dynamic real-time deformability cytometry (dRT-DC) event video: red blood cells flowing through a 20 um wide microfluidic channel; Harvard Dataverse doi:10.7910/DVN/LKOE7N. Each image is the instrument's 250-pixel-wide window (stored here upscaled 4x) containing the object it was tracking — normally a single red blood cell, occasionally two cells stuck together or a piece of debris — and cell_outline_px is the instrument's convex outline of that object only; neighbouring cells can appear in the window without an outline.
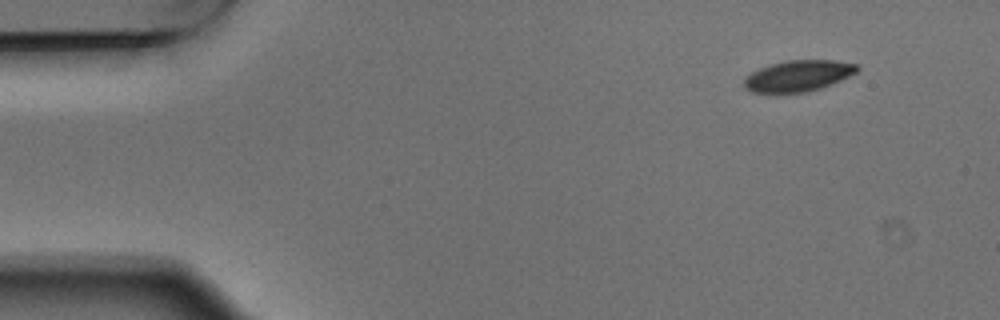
{"species": "Egyptian fruit bat (a non-hibernating species)", "species_latin": "Rousettus aegyptiacus", "temperature_condition": "warm", "stored_images_in_passage": 4, "camera_frame_rate_fps": 3000, "um_per_image_px": 0.085, "animal": {"sex": "male"}, "frame": {"image": 1, "passage_image": 1, "time_ms": 0.0, "image_size_px": [1000, 320], "cell_outline_px": [[860, 68], [856, 72], [832, 84], [820, 88], [804, 92], [776, 96], [752, 92], [744, 88], [744, 80], [752, 72], [760, 68], [772, 64], [788, 60], [836, 60], [856, 64]], "centroid_in_image_um": [67.8, 6.49], "position_along_channel_um": 17.2, "area_um2": 20.92}}
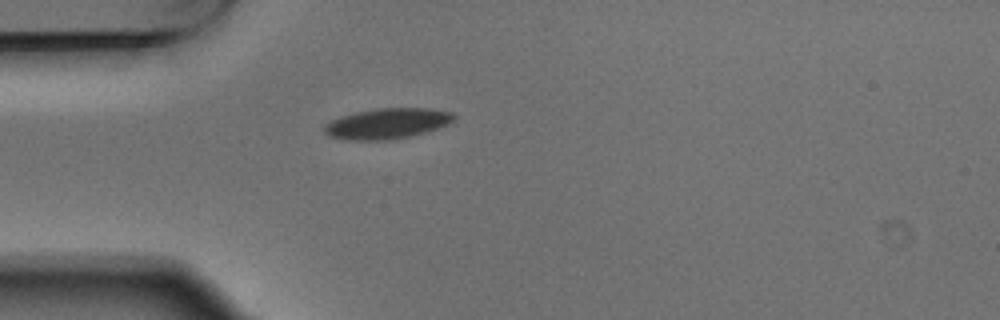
{"frame": {"image": 2, "passage_image": 4, "time_ms": 1.0, "image_size_px": [1000, 320], "cell_outline_px": [[456, 116], [448, 124], [424, 132], [408, 136], [388, 140], [344, 140], [328, 136], [324, 132], [324, 124], [340, 116], [356, 112], [376, 108], [428, 108], [452, 112]], "centroid_in_image_um": [32.86, 10.5], "position_along_channel_um": 52.1, "area_um2": 23.0}}